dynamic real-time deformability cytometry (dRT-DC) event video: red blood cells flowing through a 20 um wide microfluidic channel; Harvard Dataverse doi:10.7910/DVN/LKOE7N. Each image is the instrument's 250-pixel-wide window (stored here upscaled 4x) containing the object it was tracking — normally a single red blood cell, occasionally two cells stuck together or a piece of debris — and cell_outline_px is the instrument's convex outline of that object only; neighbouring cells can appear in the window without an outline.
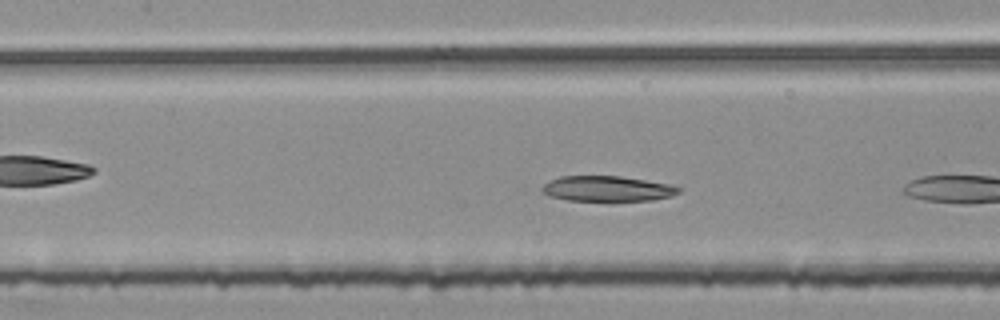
{"species": "common noctule bat (a hibernating species)", "species_latin": "Nyctalus noctula", "temperature_condition": "room temperature", "stored_images_in_passage": 8, "camera_frame_rate_fps": 3000, "um_per_image_px": 0.085, "animal": {"sex": "female", "body_mass_g": 25.1}, "frame": {"image": 1, "passage_image": 7, "time_ms": 2.0, "image_size_px": [1000, 320], "cell_outline_px": [[684, 188], [680, 192], [672, 196], [652, 200], [568, 200], [548, 196], [540, 192], [540, 188], [544, 184], [560, 176], [620, 176], [668, 184]], "centroid_in_image_um": [51.6, 16.03], "position_along_channel_um": 155.8, "area_um2": 20.11}}